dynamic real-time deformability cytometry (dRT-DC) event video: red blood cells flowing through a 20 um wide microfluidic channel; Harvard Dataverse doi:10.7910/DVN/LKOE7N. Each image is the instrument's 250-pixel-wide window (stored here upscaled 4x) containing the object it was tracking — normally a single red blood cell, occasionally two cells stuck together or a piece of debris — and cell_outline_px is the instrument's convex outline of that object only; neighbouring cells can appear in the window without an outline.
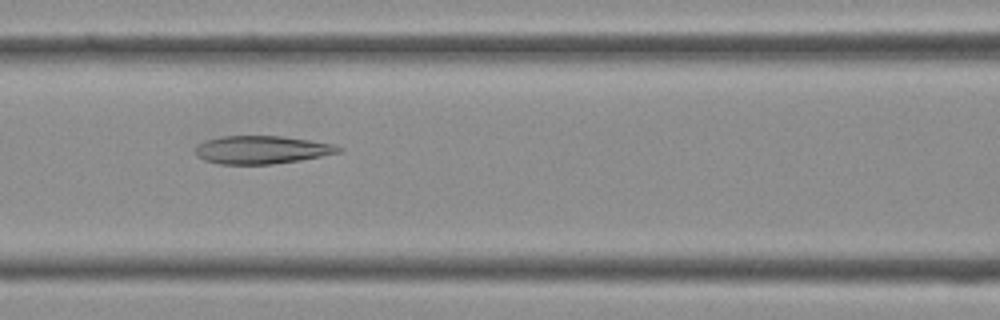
{"species": "Egyptian fruit bat (a non-hibernating species)", "species_latin": "Rousettus aegyptiacus", "temperature_condition": "cold", "stored_images_in_passage": 40, "camera_frame_rate_fps": 3000, "um_per_image_px": 0.085, "frame": {"image": 1, "passage_image": 17, "time_ms": 5.333, "image_size_px": [1000, 320], "cell_outline_px": [[344, 152], [300, 160], [272, 164], [220, 164], [204, 160], [196, 156], [196, 144], [220, 136], [280, 136], [336, 144], [344, 148]], "centroid_in_image_um": [22.29, 12.73], "position_along_channel_um": 144.3, "area_um2": 23.52}}
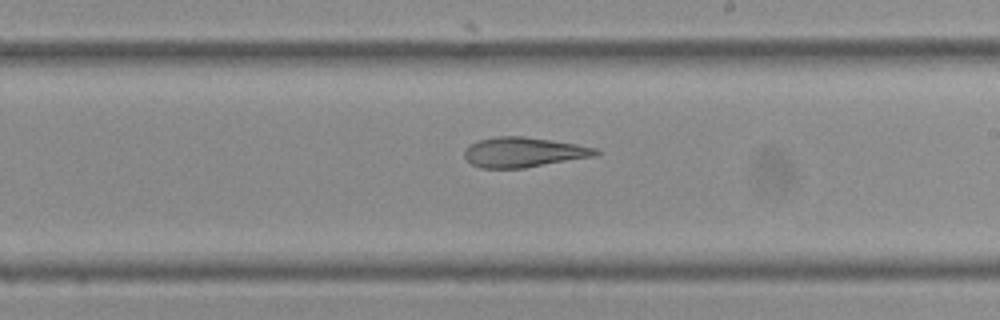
{"frame": {"image": 2, "passage_image": 23, "time_ms": 7.333, "image_size_px": [1000, 320], "cell_outline_px": [[600, 152], [596, 156], [524, 168], [480, 168], [472, 164], [464, 156], [464, 148], [468, 144], [480, 140], [496, 136], [524, 136], [552, 140], [600, 148]], "centroid_in_image_um": [44.51, 12.93], "position_along_channel_um": 244.5, "area_um2": 23.12}}
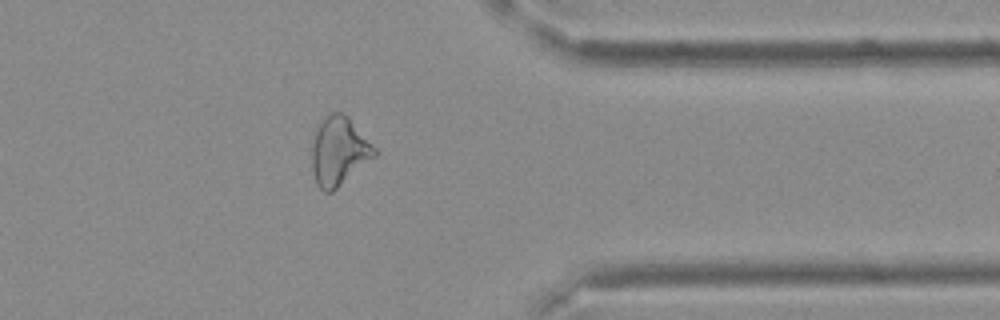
{"frame": {"image": 3, "passage_image": 32, "time_ms": 10.333, "image_size_px": [1000, 320], "cell_outline_px": [[380, 152], [376, 156], [332, 192], [324, 192], [316, 184], [312, 168], [312, 144], [316, 132], [320, 124], [332, 112], [344, 112], [348, 116]], "centroid_in_image_um": [28.84, 12.87], "position_along_channel_um": 382.6, "area_um2": 24.91}}